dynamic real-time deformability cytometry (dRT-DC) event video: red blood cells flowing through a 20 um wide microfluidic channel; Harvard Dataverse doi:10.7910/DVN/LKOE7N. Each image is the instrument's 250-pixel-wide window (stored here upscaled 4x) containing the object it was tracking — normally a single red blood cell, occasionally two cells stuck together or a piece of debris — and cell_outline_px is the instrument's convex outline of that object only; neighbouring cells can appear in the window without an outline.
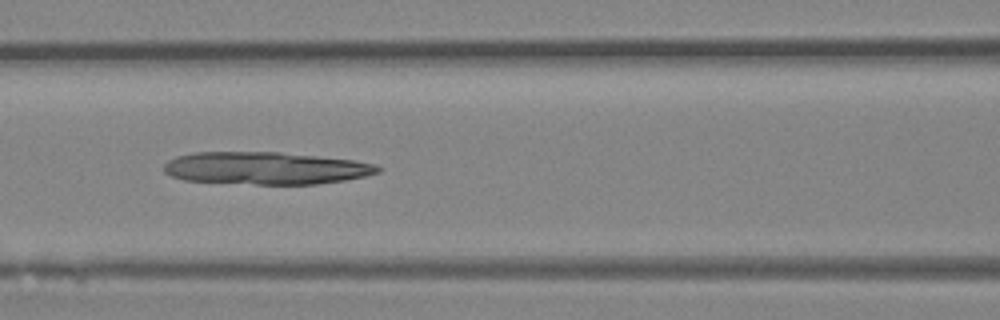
{"species": "Egyptian fruit bat (a non-hibernating species)", "species_latin": "Rousettus aegyptiacus", "temperature_condition": "room temperature", "stored_images_in_passage": 43, "camera_frame_rate_fps": 3000, "um_per_image_px": 0.085, "animal": {"sex": "female"}, "frame": {"image": 1, "passage_image": 19, "time_ms": 6.0, "image_size_px": [1000, 320], "cell_outline_px": [[380, 172], [364, 176], [344, 180], [316, 184], [256, 184], [184, 180], [172, 176], [164, 172], [164, 164], [168, 160], [176, 156], [196, 152], [276, 152], [356, 160], [376, 164], [380, 168]], "centroid_in_image_um": [22.57, 14.29], "position_along_channel_um": 144.0, "area_um2": 40.29}}
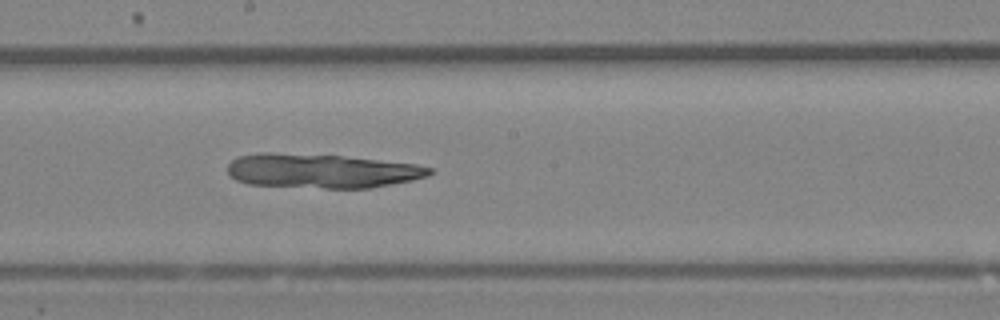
{"frame": {"image": 2, "passage_image": 24, "time_ms": 7.667, "image_size_px": [1000, 320], "cell_outline_px": [[432, 172], [428, 176], [412, 180], [368, 188], [324, 188], [248, 184], [236, 180], [228, 172], [228, 164], [236, 156], [256, 152], [272, 152], [340, 156], [416, 164], [432, 168]], "centroid_in_image_um": [27.28, 14.52], "position_along_channel_um": 220.9, "area_um2": 40.17}}